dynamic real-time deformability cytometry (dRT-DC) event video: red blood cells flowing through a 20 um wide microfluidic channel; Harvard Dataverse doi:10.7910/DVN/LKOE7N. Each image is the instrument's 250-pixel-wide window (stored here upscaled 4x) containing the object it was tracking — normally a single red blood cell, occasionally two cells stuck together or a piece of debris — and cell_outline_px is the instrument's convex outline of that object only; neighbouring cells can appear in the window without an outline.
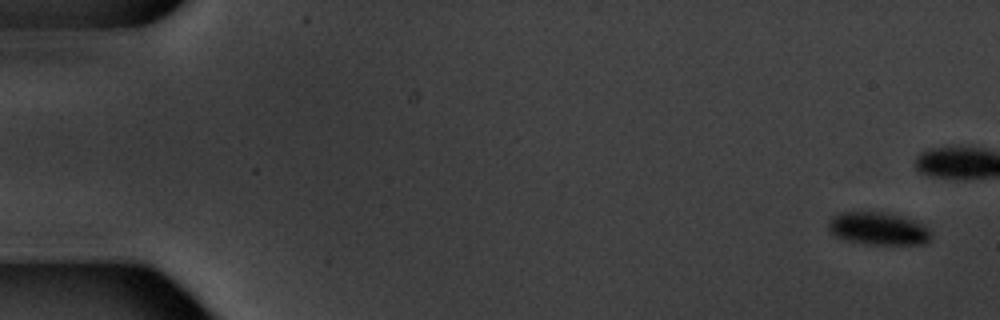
{"species": "common noctule bat (a hibernating species)", "species_latin": "Nyctalus noctula", "temperature_condition": "warm", "stored_images_in_passage": 6, "camera_frame_rate_fps": 3000, "um_per_image_px": 0.085, "animal": {"sex": "male", "body_mass_g": 20.1, "forearm_length_mm": 53.5}, "frame": {"image": 1, "passage_image": 1, "time_ms": 0.0, "image_size_px": [1000, 320], "cell_outline_px": [[928, 240], [924, 244], [868, 244], [848, 240], [836, 236], [828, 228], [828, 220], [832, 216], [840, 212], [884, 212], [916, 220], [928, 228]], "centroid_in_image_um": [74.62, 19.41], "position_along_channel_um": 10.4, "area_um2": 19.31}}